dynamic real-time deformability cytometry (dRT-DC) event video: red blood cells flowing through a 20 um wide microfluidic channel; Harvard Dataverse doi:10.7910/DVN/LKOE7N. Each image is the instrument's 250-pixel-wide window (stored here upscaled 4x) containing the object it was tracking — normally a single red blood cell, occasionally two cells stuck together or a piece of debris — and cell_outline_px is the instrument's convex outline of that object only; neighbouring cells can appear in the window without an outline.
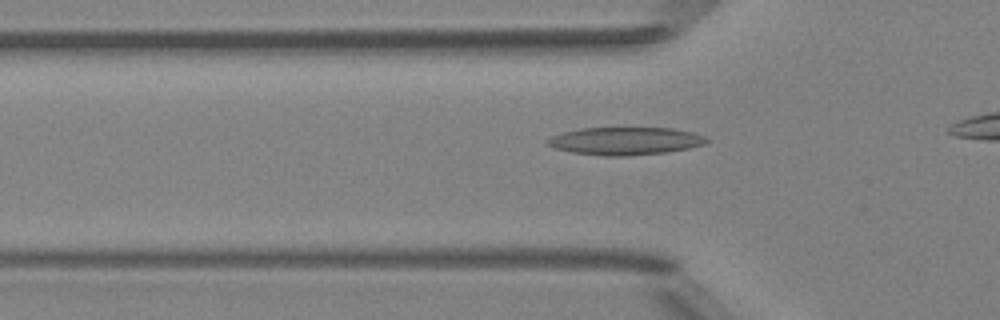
{"species": "Egyptian fruit bat (a non-hibernating species)", "species_latin": "Rousettus aegyptiacus", "temperature_condition": "room temperature", "stored_images_in_passage": 6, "camera_frame_rate_fps": 3000, "um_per_image_px": 0.085, "animal": {"sex": "female"}, "frame": {"image": 1, "passage_image": 4, "time_ms": 4.333, "image_size_px": [1000, 320], "cell_outline_px": [[712, 140], [704, 144], [688, 148], [664, 152], [628, 156], [604, 156], [572, 152], [556, 148], [548, 144], [544, 140], [552, 136], [564, 132], [580, 128], [672, 128], [692, 132], [704, 136]], "centroid_in_image_um": [53.16, 11.98], "position_along_channel_um": 72.6, "area_um2": 25.61}}
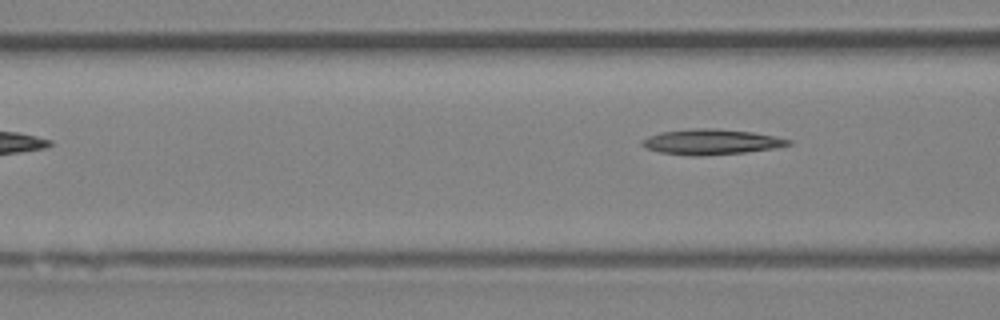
{"frame": {"image": 2, "passage_image": 6, "time_ms": 6.667, "image_size_px": [1000, 320], "cell_outline_px": [[792, 144], [776, 148], [744, 152], [700, 156], [692, 156], [660, 152], [644, 148], [640, 144], [640, 140], [648, 136], [660, 132], [692, 128], [708, 128], [752, 132], [792, 140]], "centroid_in_image_um": [60.39, 12.06], "position_along_channel_um": 106.2, "area_um2": 21.62}}